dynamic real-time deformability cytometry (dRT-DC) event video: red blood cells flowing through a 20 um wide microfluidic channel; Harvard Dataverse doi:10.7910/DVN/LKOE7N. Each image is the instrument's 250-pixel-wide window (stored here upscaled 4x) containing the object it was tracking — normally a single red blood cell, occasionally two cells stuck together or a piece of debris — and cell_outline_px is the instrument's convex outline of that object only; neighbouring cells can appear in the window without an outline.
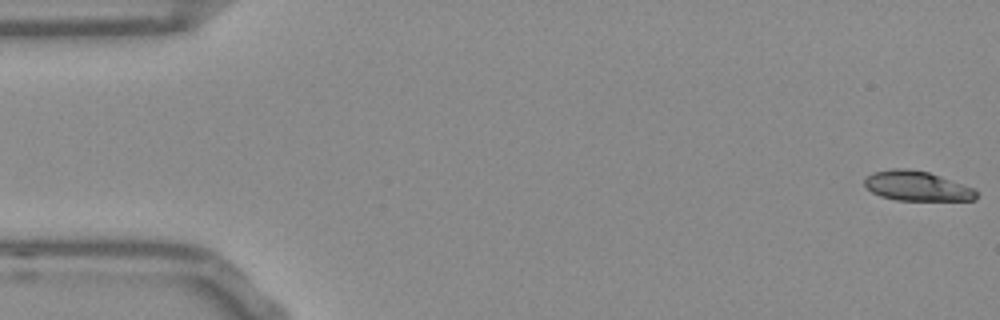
{"species": "Egyptian fruit bat (a non-hibernating species)", "species_latin": "Rousettus aegyptiacus", "temperature_condition": "room temperature", "stored_images_in_passage": 10, "camera_frame_rate_fps": 3000, "um_per_image_px": 0.085, "frame": {"image": 1, "passage_image": 1, "time_ms": 0.0, "image_size_px": [1000, 320], "cell_outline_px": [[976, 200], [896, 200], [880, 196], [872, 192], [864, 184], [864, 176], [872, 172], [892, 168], [908, 168], [928, 172], [940, 176], [972, 188], [976, 192]], "centroid_in_image_um": [77.86, 15.8], "position_along_channel_um": 7.1, "area_um2": 19.31}}